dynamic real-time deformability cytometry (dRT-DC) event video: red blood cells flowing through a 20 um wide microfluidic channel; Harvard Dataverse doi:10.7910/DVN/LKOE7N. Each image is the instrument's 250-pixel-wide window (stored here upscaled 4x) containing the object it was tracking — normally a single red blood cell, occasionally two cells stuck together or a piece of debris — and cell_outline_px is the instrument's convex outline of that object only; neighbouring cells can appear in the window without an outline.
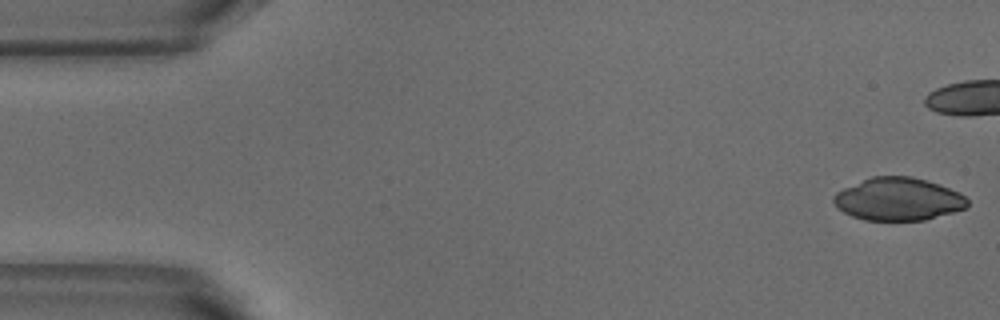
{"species": "common noctule bat (a hibernating species)", "species_latin": "Nyctalus noctula", "temperature_condition": "warm", "stored_images_in_passage": 6, "camera_frame_rate_fps": 3000, "um_per_image_px": 0.085, "animal": {"sex": "male", "body_mass_g": 18.8}, "frame": {"image": 1, "passage_image": 1, "time_ms": 0.0, "image_size_px": [1000, 320], "cell_outline_px": [[968, 208], [924, 220], [864, 220], [852, 216], [844, 212], [832, 200], [832, 196], [836, 192], [844, 188], [872, 176], [912, 176], [940, 184], [960, 192], [968, 200]], "centroid_in_image_um": [76.38, 16.92], "position_along_channel_um": 8.6, "area_um2": 33.35}}